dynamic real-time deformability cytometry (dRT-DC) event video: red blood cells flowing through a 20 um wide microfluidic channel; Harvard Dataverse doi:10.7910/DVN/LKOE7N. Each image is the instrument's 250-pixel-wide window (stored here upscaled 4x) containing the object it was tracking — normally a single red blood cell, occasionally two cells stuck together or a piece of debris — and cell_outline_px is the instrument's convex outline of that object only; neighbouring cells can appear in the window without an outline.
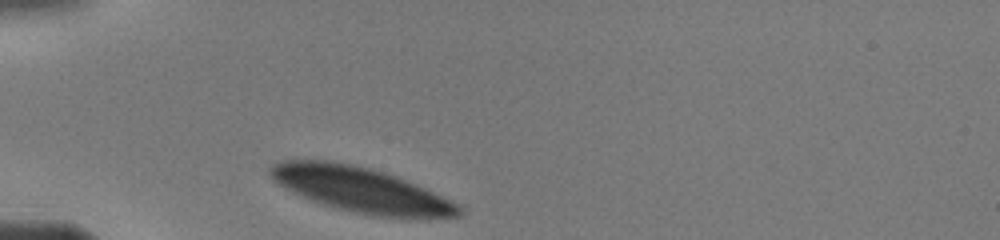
{"species": "human", "species_latin": "Homo sapiens", "temperature_condition": "warm", "stored_images_in_passage": 12, "camera_frame_rate_fps": 3000, "um_per_image_px": 0.085, "donor": {"sex": "male"}, "frame": {"image": 1, "passage_image": 1, "time_ms": 0.0, "image_size_px": [1000, 240], "cell_outline_px": [[464, 212], [460, 216], [416, 220], [404, 220], [368, 216], [320, 204], [308, 200], [300, 196], [272, 180], [268, 172], [268, 168], [272, 164], [280, 160], [332, 160], [352, 164], [384, 172], [396, 176], [416, 184], [460, 204], [464, 208]], "centroid_in_image_um": [30.73, 16.18], "position_along_channel_um": 54.3, "area_um2": 50.92}}
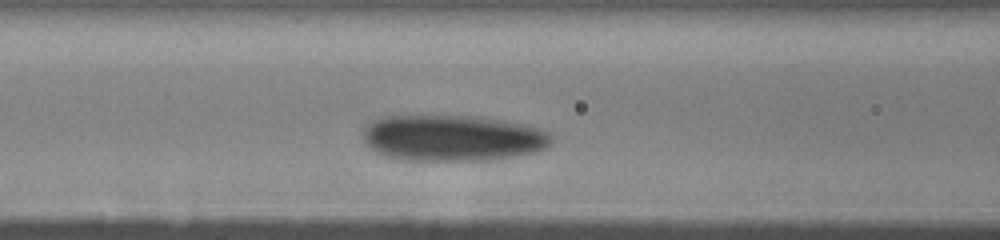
{"frame": {"image": 2, "passage_image": 7, "time_ms": 2.333, "image_size_px": [1000, 240], "cell_outline_px": [[552, 140], [544, 148], [536, 152], [488, 160], [400, 160], [384, 156], [368, 148], [364, 144], [364, 124], [372, 120], [384, 116], [480, 116], [524, 124], [540, 128], [548, 132], [552, 136]], "centroid_in_image_um": [38.41, 11.72], "position_along_channel_um": 128.2, "area_um2": 51.04}}
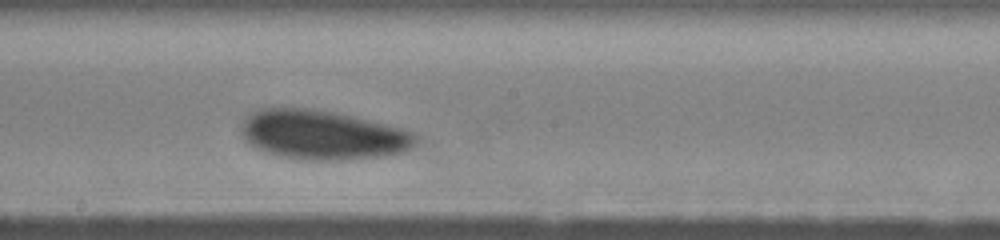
{"frame": {"image": 3, "passage_image": 12, "time_ms": 4.667, "image_size_px": [1000, 240], "cell_outline_px": [[416, 144], [404, 152], [388, 156], [348, 160], [300, 160], [276, 156], [264, 152], [248, 144], [240, 136], [240, 128], [244, 120], [252, 112], [260, 108], [312, 108], [352, 116], [388, 124], [404, 128], [416, 132]], "centroid_in_image_um": [27.42, 11.48], "position_along_channel_um": 220.8, "area_um2": 51.1}}